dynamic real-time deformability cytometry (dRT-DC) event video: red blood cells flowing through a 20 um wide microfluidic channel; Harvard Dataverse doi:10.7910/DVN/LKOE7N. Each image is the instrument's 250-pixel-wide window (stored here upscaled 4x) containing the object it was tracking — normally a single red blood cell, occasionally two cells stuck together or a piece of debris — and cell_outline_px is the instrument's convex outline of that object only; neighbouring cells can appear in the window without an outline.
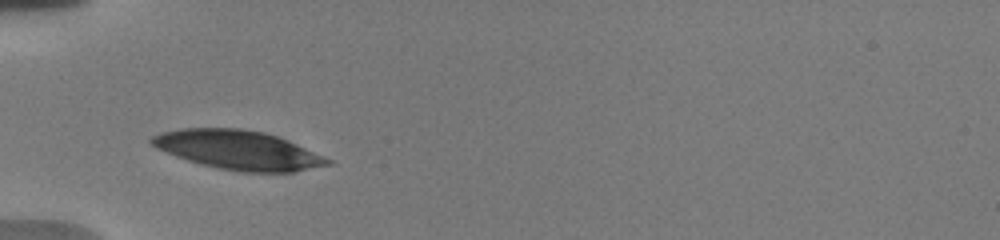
{"species": "human", "species_latin": "Homo sapiens", "temperature_condition": "warm", "stored_images_in_passage": 5, "camera_frame_rate_fps": 3000, "um_per_image_px": 0.085, "donor": {"sex": "male"}, "frame": {"image": 1, "passage_image": 2, "time_ms": 0.667, "image_size_px": [1000, 240], "cell_outline_px": [[332, 164], [292, 172], [240, 172], [220, 168], [188, 160], [176, 156], [156, 148], [148, 140], [152, 136], [160, 132], [180, 128], [240, 128], [264, 132], [280, 136], [332, 160]], "centroid_in_image_um": [20.24, 12.73], "position_along_channel_um": 64.8, "area_um2": 40.0}}